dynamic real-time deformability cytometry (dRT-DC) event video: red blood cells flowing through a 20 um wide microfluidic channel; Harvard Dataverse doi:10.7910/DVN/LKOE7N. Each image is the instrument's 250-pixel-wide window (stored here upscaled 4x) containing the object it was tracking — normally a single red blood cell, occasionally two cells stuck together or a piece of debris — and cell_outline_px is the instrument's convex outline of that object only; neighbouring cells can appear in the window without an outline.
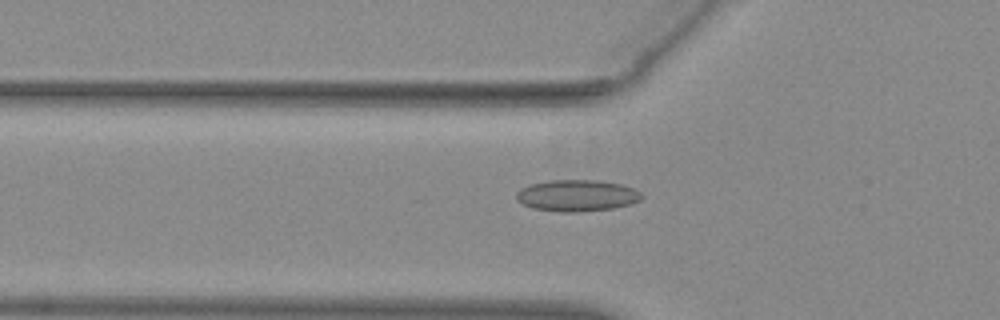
{"species": "common noctule bat (a hibernating species)", "species_latin": "Nyctalus noctula", "temperature_condition": "warm", "stored_images_in_passage": 42, "camera_frame_rate_fps": 3000, "um_per_image_px": 0.085, "animal": {"sex": "female", "body_mass_g": 29.2, "forearm_length_mm": 56.3}, "frame": {"image": 1, "passage_image": 13, "time_ms": 4.0, "image_size_px": [1000, 320], "cell_outline_px": [[644, 196], [640, 200], [632, 204], [612, 208], [580, 212], [560, 212], [532, 208], [516, 200], [516, 192], [520, 188], [532, 184], [548, 180], [600, 180], [620, 184], [632, 188], [640, 192]], "centroid_in_image_um": [49.04, 16.62], "position_along_channel_um": 76.8, "area_um2": 23.12}}
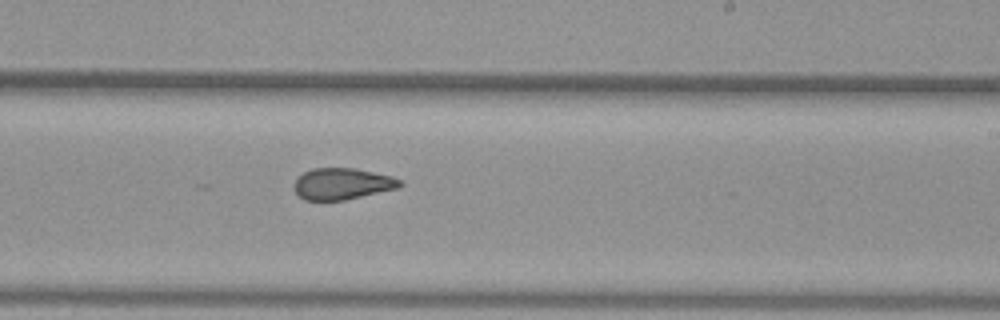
{"frame": {"image": 2, "passage_image": 27, "time_ms": 8.667, "image_size_px": [1000, 320], "cell_outline_px": [[404, 184], [400, 188], [344, 200], [304, 200], [296, 192], [292, 184], [304, 172], [312, 168], [352, 168], [392, 176], [400, 180]], "centroid_in_image_um": [29.1, 15.63], "position_along_channel_um": 259.9, "area_um2": 19.36}}
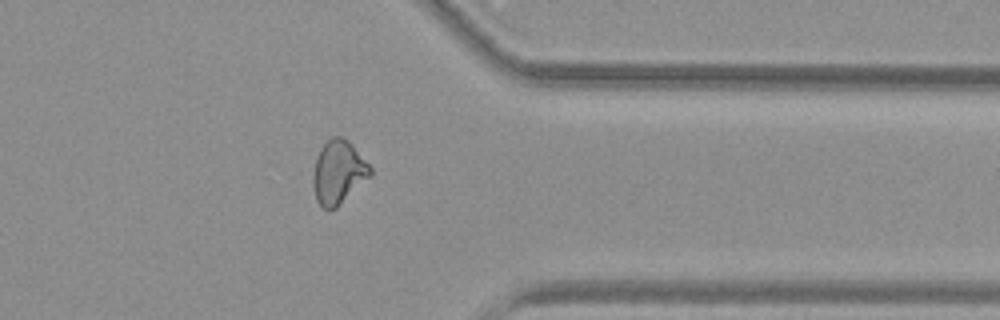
{"frame": {"image": 3, "passage_image": 37, "time_ms": 12.0, "image_size_px": [1000, 320], "cell_outline_px": [[372, 176], [336, 208], [320, 208], [316, 200], [312, 184], [312, 176], [316, 160], [320, 148], [332, 136], [340, 136], [348, 140], [352, 144], [372, 168]], "centroid_in_image_um": [28.77, 14.65], "position_along_channel_um": 382.6, "area_um2": 21.33}}